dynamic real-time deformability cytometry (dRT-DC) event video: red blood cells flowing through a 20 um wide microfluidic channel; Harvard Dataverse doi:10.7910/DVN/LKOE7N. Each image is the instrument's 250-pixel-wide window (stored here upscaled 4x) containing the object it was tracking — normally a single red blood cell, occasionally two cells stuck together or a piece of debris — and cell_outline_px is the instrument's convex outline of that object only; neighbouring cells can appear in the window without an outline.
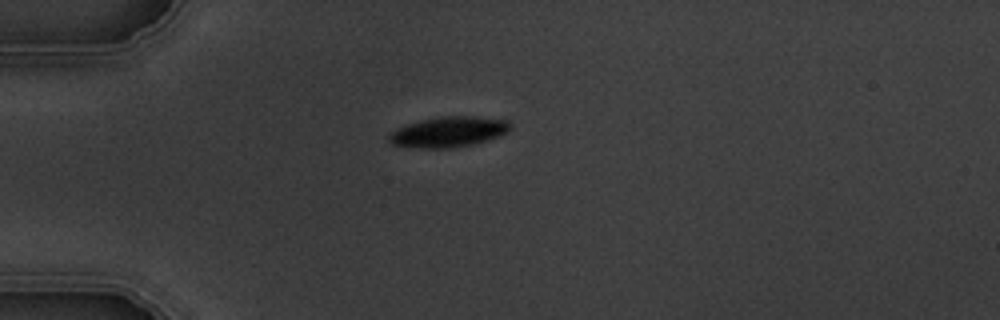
{"species": "common noctule bat (a hibernating species)", "species_latin": "Nyctalus noctula", "temperature_condition": "warm", "stored_images_in_passage": 1, "camera_frame_rate_fps": 3000, "um_per_image_px": 0.085, "animal": {"sex": "male", "body_mass_g": 19.5, "forearm_length_mm": 54.6}, "frame": {"image": 1, "passage_image": 1, "time_ms": 0.0, "image_size_px": [1000, 320], "cell_outline_px": [[512, 128], [508, 132], [500, 136], [488, 140], [472, 144], [448, 148], [420, 148], [392, 144], [388, 140], [388, 136], [396, 128], [420, 120], [440, 116], [476, 116], [508, 120], [512, 124]], "centroid_in_image_um": [38.17, 11.2], "position_along_channel_um": 46.8, "area_um2": 21.62}}